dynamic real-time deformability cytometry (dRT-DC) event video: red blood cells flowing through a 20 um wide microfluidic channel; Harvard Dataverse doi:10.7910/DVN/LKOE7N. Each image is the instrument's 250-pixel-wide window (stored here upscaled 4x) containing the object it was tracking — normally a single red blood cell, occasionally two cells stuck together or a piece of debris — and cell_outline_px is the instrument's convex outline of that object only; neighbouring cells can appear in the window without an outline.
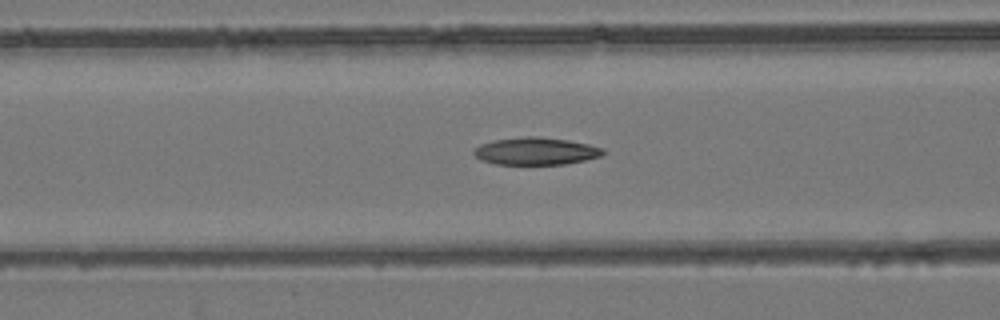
{"species": "common noctule bat (a hibernating species)", "species_latin": "Nyctalus noctula", "temperature_condition": "room temperature", "stored_images_in_passage": 53, "camera_frame_rate_fps": 3000, "um_per_image_px": 0.085, "animal": {"sex": "female", "body_mass_g": 24.6, "forearm_length_mm": 56.2}, "frame": {"image": 1, "passage_image": 22, "time_ms": 7.0, "image_size_px": [1000, 320], "cell_outline_px": [[608, 152], [600, 156], [584, 160], [564, 164], [496, 164], [480, 160], [472, 152], [480, 144], [492, 140], [524, 136], [536, 136], [568, 140], [588, 144], [604, 148]], "centroid_in_image_um": [45.55, 12.84], "position_along_channel_um": 121.1, "area_um2": 20.69}}
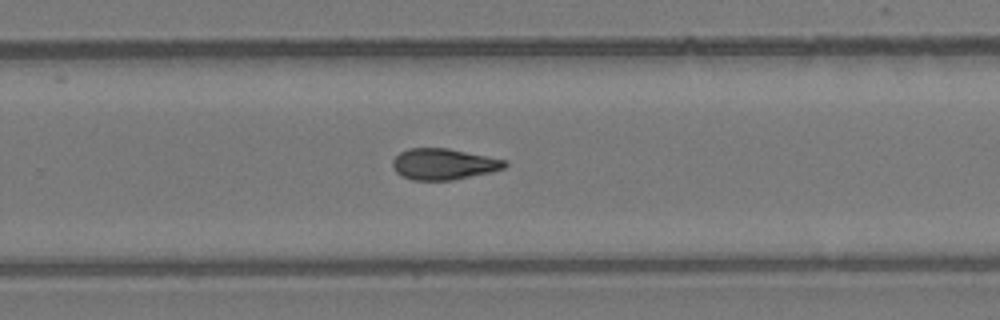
{"frame": {"image": 2, "passage_image": 35, "time_ms": 11.333, "image_size_px": [1000, 320], "cell_outline_px": [[508, 164], [504, 168], [492, 172], [452, 180], [412, 180], [400, 176], [396, 172], [392, 164], [392, 160], [400, 152], [408, 148], [448, 148], [504, 160]], "centroid_in_image_um": [37.67, 13.95], "position_along_channel_um": 292.1, "area_um2": 20.29}}
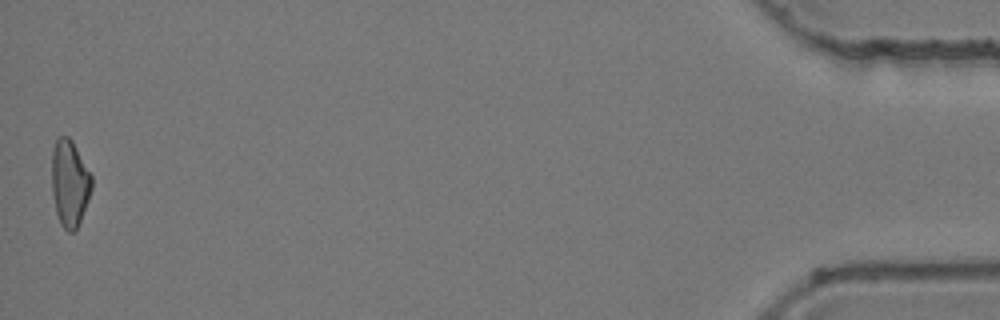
{"frame": {"image": 3, "passage_image": 53, "time_ms": 17.333, "image_size_px": [1000, 320], "cell_outline_px": [[92, 188], [88, 200], [80, 220], [76, 228], [72, 232], [68, 232], [60, 224], [56, 212], [52, 192], [52, 148], [56, 140], [60, 136], [68, 136], [72, 140], [92, 176]], "centroid_in_image_um": [5.91, 15.55], "position_along_channel_um": 429.3, "area_um2": 20.06}, "authors_computed_cell_mechanics": {"area_um2": 20.6346, "velocity_mm_per_s": 3.9528, "shape_relaxation_time_tau1_ms": null, "shape_relaxation_time_tau2_ms": 5.3144, "deformation_change_tau1": null, "deformation_change_tau2": 0.139}}